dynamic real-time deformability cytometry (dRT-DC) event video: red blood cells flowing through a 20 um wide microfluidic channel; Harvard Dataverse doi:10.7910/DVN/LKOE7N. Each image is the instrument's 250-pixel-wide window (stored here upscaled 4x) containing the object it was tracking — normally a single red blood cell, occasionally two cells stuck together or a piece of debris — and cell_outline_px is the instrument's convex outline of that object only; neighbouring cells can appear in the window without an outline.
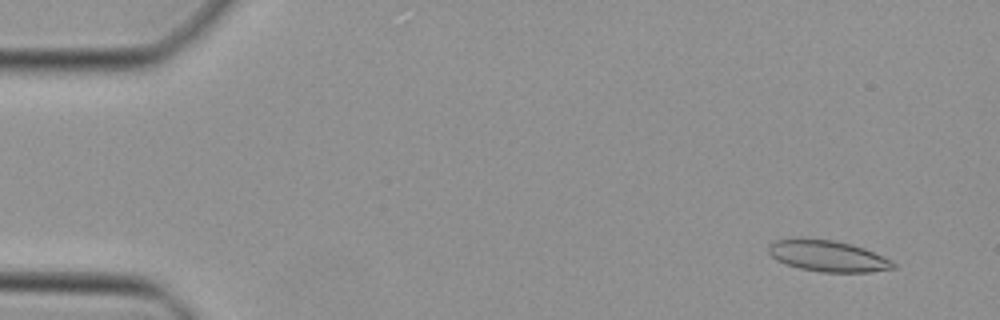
{"species": "Egyptian fruit bat (a non-hibernating species)", "species_latin": "Rousettus aegyptiacus", "temperature_condition": "cold", "stored_images_in_passage": 47, "camera_frame_rate_fps": 3000, "um_per_image_px": 0.085, "animal": {"sex": "female"}, "frame": {"image": 1, "passage_image": 4, "time_ms": 1.0, "image_size_px": [1000, 320], "cell_outline_px": [[896, 268], [868, 272], [820, 272], [800, 268], [776, 260], [768, 252], [768, 248], [776, 240], [804, 236], [832, 240], [852, 244], [864, 248], [892, 260], [896, 264]], "centroid_in_image_um": [70.36, 21.74], "position_along_channel_um": 14.6, "area_um2": 22.89}}
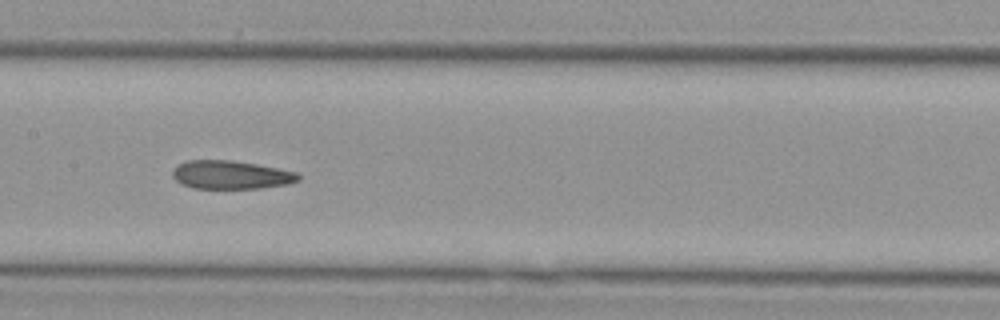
{"frame": {"image": 2, "passage_image": 24, "time_ms": 7.667, "image_size_px": [1000, 320], "cell_outline_px": [[300, 180], [288, 184], [260, 188], [192, 188], [180, 184], [172, 176], [172, 172], [180, 164], [188, 160], [232, 160], [256, 164], [296, 172], [300, 176]], "centroid_in_image_um": [19.62, 14.86], "position_along_channel_um": 187.8, "area_um2": 20.69}}
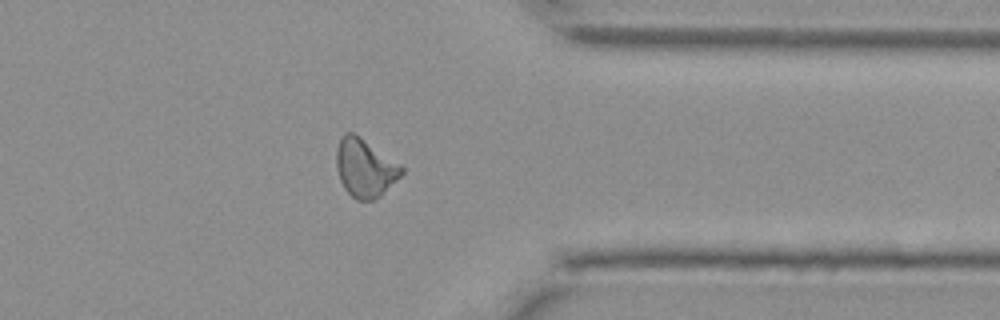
{"frame": {"image": 3, "passage_image": 38, "time_ms": 12.333, "image_size_px": [1000, 320], "cell_outline_px": [[404, 172], [380, 196], [372, 200], [356, 200], [344, 188], [340, 180], [336, 168], [336, 152], [340, 140], [344, 132], [352, 132], [400, 164], [404, 168]], "centroid_in_image_um": [31.0, 14.29], "position_along_channel_um": 380.4, "area_um2": 21.73}}